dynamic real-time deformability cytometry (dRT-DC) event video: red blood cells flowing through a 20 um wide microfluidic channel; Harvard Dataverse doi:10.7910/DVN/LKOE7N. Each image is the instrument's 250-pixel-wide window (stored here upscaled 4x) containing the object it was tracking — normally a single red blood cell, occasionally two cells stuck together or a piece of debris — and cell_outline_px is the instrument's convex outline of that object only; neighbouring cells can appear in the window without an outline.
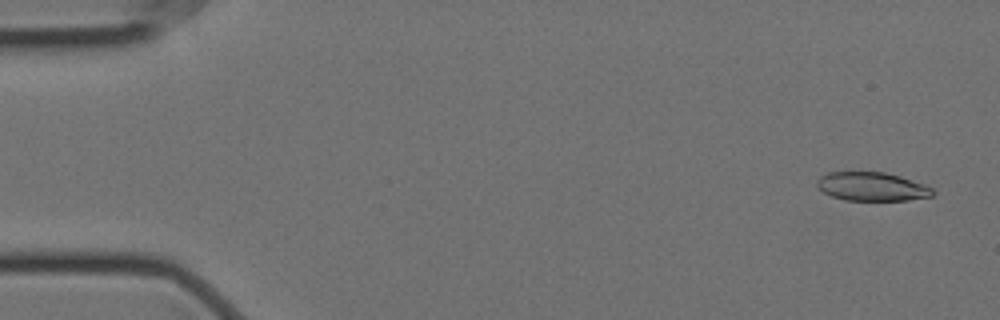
{"species": "Egyptian fruit bat (a non-hibernating species)", "species_latin": "Rousettus aegyptiacus", "temperature_condition": "cold", "stored_images_in_passage": 57, "camera_frame_rate_fps": 3000, "um_per_image_px": 0.085, "animal": {"sex": "female"}, "frame": {"image": 1, "passage_image": 3, "time_ms": 0.667, "image_size_px": [1000, 320], "cell_outline_px": [[936, 192], [932, 196], [908, 200], [844, 200], [832, 196], [824, 192], [816, 184], [816, 180], [820, 176], [828, 172], [884, 172], [900, 176], [924, 184], [932, 188]], "centroid_in_image_um": [74.12, 15.86], "position_along_channel_um": 10.9, "area_um2": 19.31}}
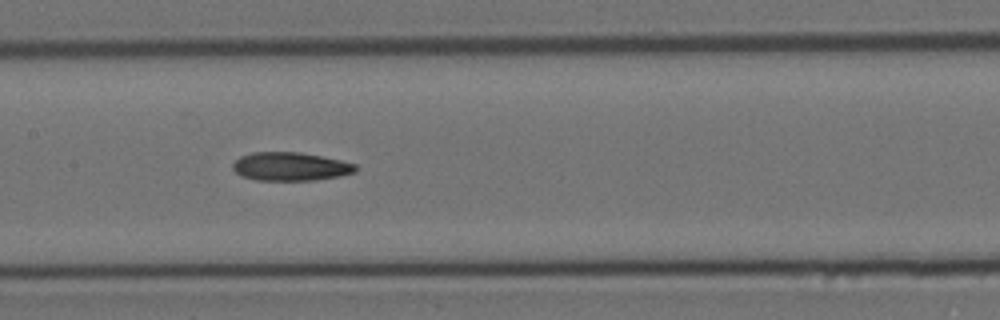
{"frame": {"image": 2, "passage_image": 28, "time_ms": 9.0, "image_size_px": [1000, 320], "cell_outline_px": [[356, 172], [340, 176], [316, 180], [256, 180], [240, 176], [232, 168], [232, 164], [240, 156], [252, 152], [300, 152], [340, 160], [356, 164]], "centroid_in_image_um": [24.67, 14.15], "position_along_channel_um": 182.7, "area_um2": 20.4}}
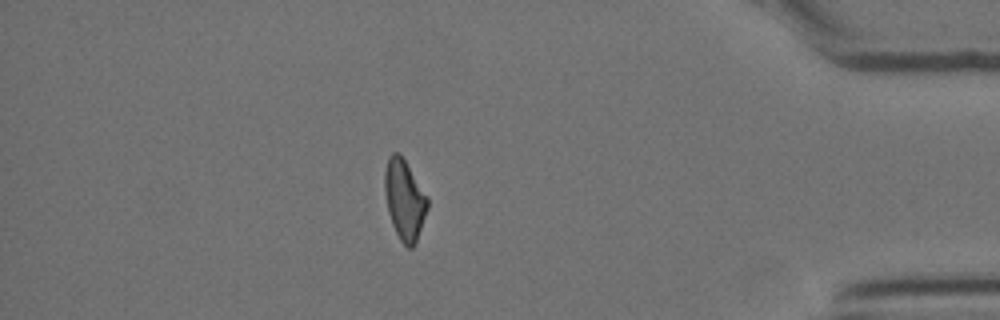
{"frame": {"image": 3, "passage_image": 50, "time_ms": 16.333, "image_size_px": [1000, 320], "cell_outline_px": [[428, 208], [416, 240], [412, 248], [408, 248], [400, 240], [392, 224], [388, 212], [384, 192], [384, 172], [388, 156], [392, 152], [400, 152], [428, 196]], "centroid_in_image_um": [34.37, 16.92], "position_along_channel_um": 400.8, "area_um2": 20.11}, "authors_computed_cell_mechanics": {"area_um2": 20.4034, "velocity_mm_per_s": 3.5295, "shape_relaxation_time_tau1_ms": null, "shape_relaxation_time_tau2_ms": 7.1982, "deformation_change_tau1": null, "deformation_change_tau2": 0.1632}}